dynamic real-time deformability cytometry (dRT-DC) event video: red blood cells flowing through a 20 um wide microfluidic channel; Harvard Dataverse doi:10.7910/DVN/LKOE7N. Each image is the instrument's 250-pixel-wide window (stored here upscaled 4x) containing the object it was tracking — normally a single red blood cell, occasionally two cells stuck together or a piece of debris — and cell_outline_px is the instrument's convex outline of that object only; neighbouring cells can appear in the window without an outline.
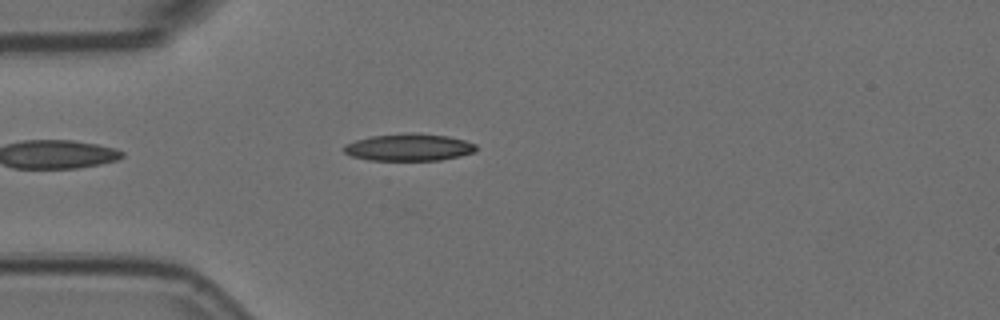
{"species": "Egyptian fruit bat (a non-hibernating species)", "species_latin": "Rousettus aegyptiacus", "temperature_condition": "room temperature", "stored_images_in_passage": 37, "camera_frame_rate_fps": 3000, "um_per_image_px": 0.085, "animal": {"sex": "female"}, "frame": {"image": 1, "passage_image": 1, "time_ms": 0.0, "image_size_px": [1000, 320], "cell_outline_px": [[476, 152], [460, 156], [440, 160], [368, 160], [352, 156], [344, 152], [344, 144], [356, 140], [372, 136], [448, 136], [464, 140], [476, 144]], "centroid_in_image_um": [34.77, 12.58], "position_along_channel_um": 50.2, "area_um2": 19.83}}
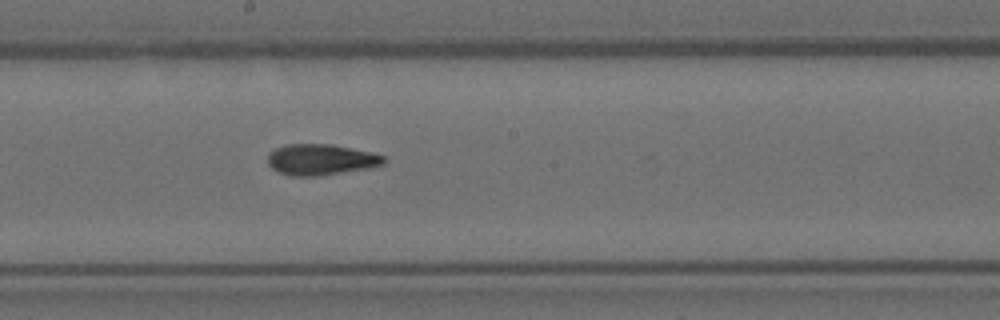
{"frame": {"image": 2, "passage_image": 16, "time_ms": 5.0, "image_size_px": [1000, 320], "cell_outline_px": [[388, 160], [384, 164], [368, 168], [316, 176], [288, 176], [276, 172], [268, 164], [268, 156], [276, 148], [288, 144], [332, 144], [368, 152], [384, 156]], "centroid_in_image_um": [27.25, 13.57], "position_along_channel_um": 220.9, "area_um2": 20.81}}
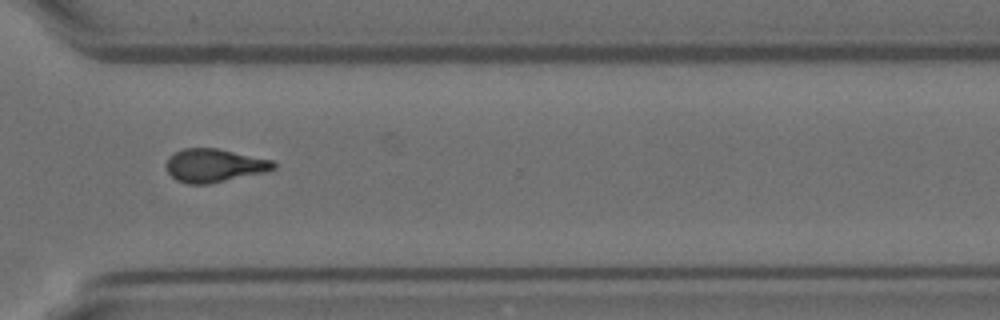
{"frame": {"image": 3, "passage_image": 27, "time_ms": 8.667, "image_size_px": [1000, 320], "cell_outline_px": [[276, 168], [264, 172], [208, 184], [188, 184], [176, 180], [168, 172], [168, 160], [176, 152], [184, 148], [216, 148], [272, 160], [276, 164]], "centroid_in_image_um": [18.23, 14.07], "position_along_channel_um": 352.4, "area_um2": 20.4}, "authors_computed_cell_mechanics": {"area_um2": 20.3456, "velocity_mm_per_s": 3.5983, "shape_relaxation_time_tau1_ms": null, "shape_relaxation_time_tau2_ms": 4.515, "deformation_change_tau1": null, "deformation_change_tau2": 0.1316}}